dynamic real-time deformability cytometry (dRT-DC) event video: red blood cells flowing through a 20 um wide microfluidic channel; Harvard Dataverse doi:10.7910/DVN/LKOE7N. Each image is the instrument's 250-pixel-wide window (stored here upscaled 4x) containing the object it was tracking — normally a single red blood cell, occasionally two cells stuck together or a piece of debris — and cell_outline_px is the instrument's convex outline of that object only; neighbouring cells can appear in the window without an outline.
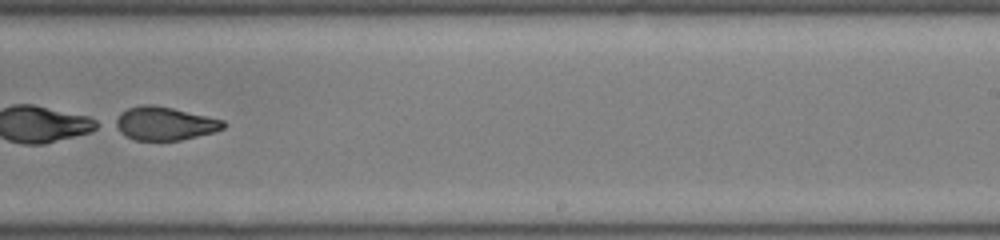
{"species": "common noctule bat (a hibernating species)", "species_latin": "Nyctalus noctula", "temperature_condition": "room temperature", "stored_images_in_passage": 49, "camera_frame_rate_fps": 3000, "um_per_image_px": 0.085, "animal": {"sex": "male", "body_mass_g": 19.0, "forearm_length_mm": 50.8}, "frame": {"image": 1, "passage_image": 32, "time_ms": 10.333, "image_size_px": [1000, 240], "cell_outline_px": [[224, 128], [212, 132], [180, 140], [136, 140], [124, 136], [112, 124], [112, 120], [120, 112], [128, 108], [140, 104], [152, 104], [172, 108], [224, 120]], "centroid_in_image_um": [13.89, 10.49], "position_along_channel_um": 275.1, "area_um2": 21.04}}